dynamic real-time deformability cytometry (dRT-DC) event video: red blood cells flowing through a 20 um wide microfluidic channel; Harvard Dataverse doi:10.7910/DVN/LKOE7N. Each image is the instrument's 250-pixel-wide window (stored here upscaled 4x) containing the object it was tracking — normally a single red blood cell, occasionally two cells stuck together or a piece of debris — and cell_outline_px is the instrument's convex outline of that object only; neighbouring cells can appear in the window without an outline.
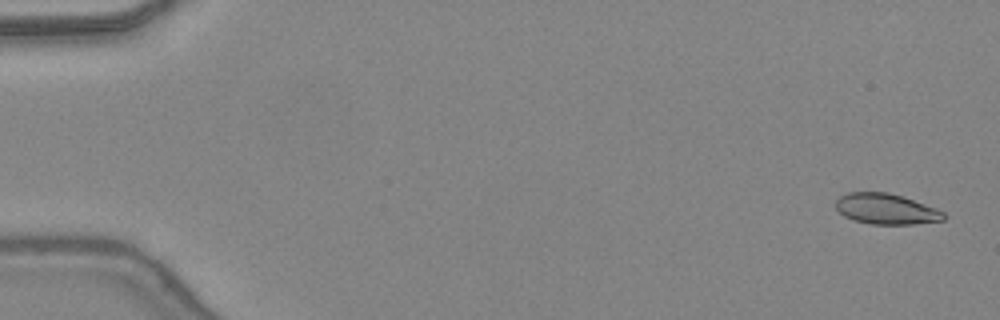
{"species": "common noctule bat (a hibernating species)", "species_latin": "Nyctalus noctula", "temperature_condition": "warm", "stored_images_in_passage": 48, "camera_frame_rate_fps": 3000, "um_per_image_px": 0.085, "animal": {"sex": "female", "body_mass_g": 24.6, "forearm_length_mm": 56.2}, "frame": {"image": 1, "passage_image": 2, "time_ms": 0.333, "image_size_px": [1000, 320], "cell_outline_px": [[948, 216], [944, 220], [912, 224], [872, 224], [852, 220], [844, 216], [836, 208], [836, 200], [840, 196], [848, 192], [888, 192], [936, 208], [944, 212]], "centroid_in_image_um": [75.31, 17.77], "position_along_channel_um": 9.7, "area_um2": 19.19}}
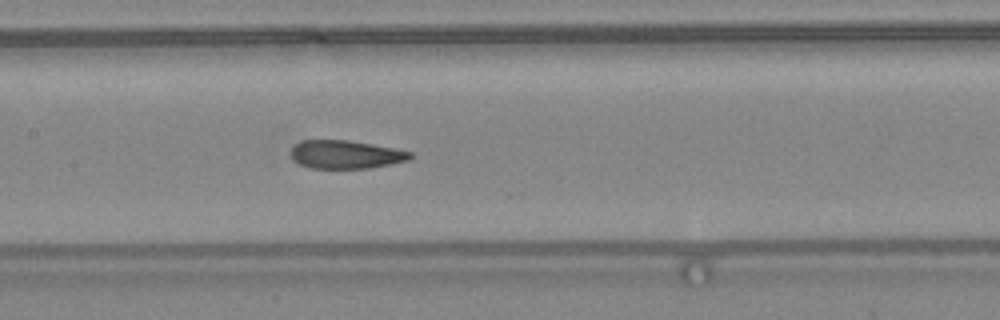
{"frame": {"image": 2, "passage_image": 24, "time_ms": 7.667, "image_size_px": [1000, 320], "cell_outline_px": [[412, 156], [408, 160], [392, 164], [372, 168], [308, 168], [292, 160], [292, 148], [300, 140], [348, 140], [396, 148], [412, 152]], "centroid_in_image_um": [29.4, 13.13], "position_along_channel_um": 178.0, "area_um2": 19.77}}
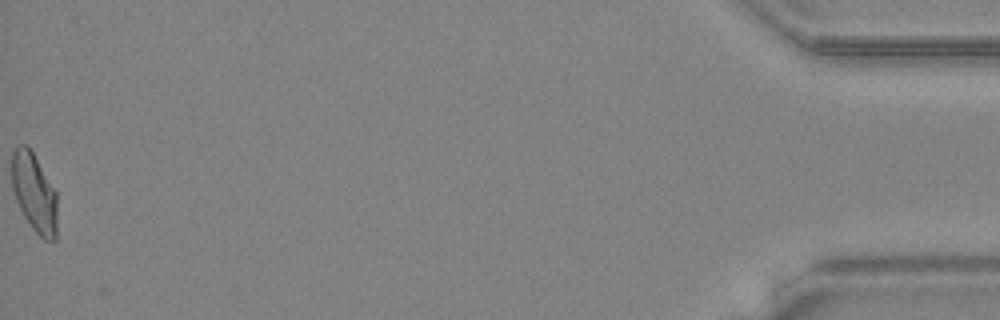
{"frame": {"image": 3, "passage_image": 48, "time_ms": 15.667, "image_size_px": [1000, 320], "cell_outline_px": [[56, 240], [44, 240], [32, 228], [24, 216], [16, 200], [12, 188], [12, 152], [20, 144], [28, 144], [56, 192]], "centroid_in_image_um": [2.9, 16.37], "position_along_channel_um": 432.3, "area_um2": 20.69}, "authors_computed_cell_mechanics": {"area_um2": 20.6924, "velocity_mm_per_s": 4.4231, "shape_relaxation_time_tau1_ms": 8.133, "shape_relaxation_time_tau2_ms": 1.1383, "deformation_change_tau1": 0.2341, "deformation_change_tau2": 0.0816}}